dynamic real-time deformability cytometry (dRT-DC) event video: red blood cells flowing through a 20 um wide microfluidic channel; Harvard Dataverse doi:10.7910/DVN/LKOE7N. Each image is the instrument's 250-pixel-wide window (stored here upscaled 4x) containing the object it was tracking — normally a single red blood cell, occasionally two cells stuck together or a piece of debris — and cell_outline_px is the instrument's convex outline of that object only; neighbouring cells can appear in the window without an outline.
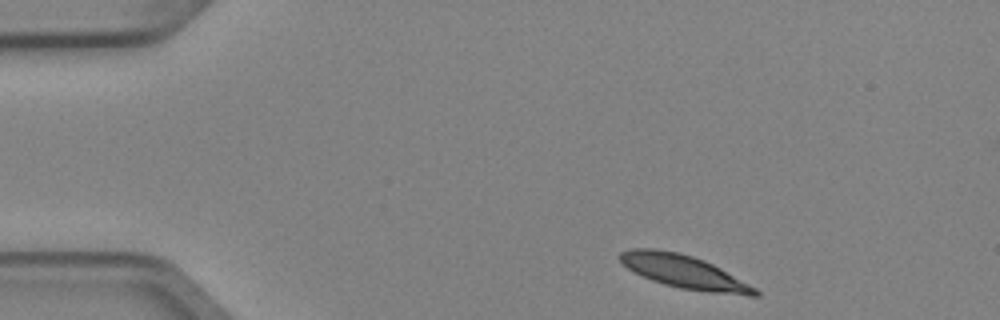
{"species": "Egyptian fruit bat (a non-hibernating species)", "species_latin": "Rousettus aegyptiacus", "temperature_condition": "cold", "stored_images_in_passage": 3, "camera_frame_rate_fps": 3000, "um_per_image_px": 0.085, "animal": {"sex": "female"}, "frame": {"image": 1, "passage_image": 1, "time_ms": 0.0, "image_size_px": [1000, 320], "cell_outline_px": [[760, 296], [748, 296], [708, 292], [680, 288], [664, 284], [652, 280], [628, 268], [620, 260], [620, 252], [632, 248], [652, 248], [680, 252], [704, 260], [720, 268], [756, 288], [760, 292]], "centroid_in_image_um": [58.18, 23.1], "position_along_channel_um": 26.8, "area_um2": 25.89}}